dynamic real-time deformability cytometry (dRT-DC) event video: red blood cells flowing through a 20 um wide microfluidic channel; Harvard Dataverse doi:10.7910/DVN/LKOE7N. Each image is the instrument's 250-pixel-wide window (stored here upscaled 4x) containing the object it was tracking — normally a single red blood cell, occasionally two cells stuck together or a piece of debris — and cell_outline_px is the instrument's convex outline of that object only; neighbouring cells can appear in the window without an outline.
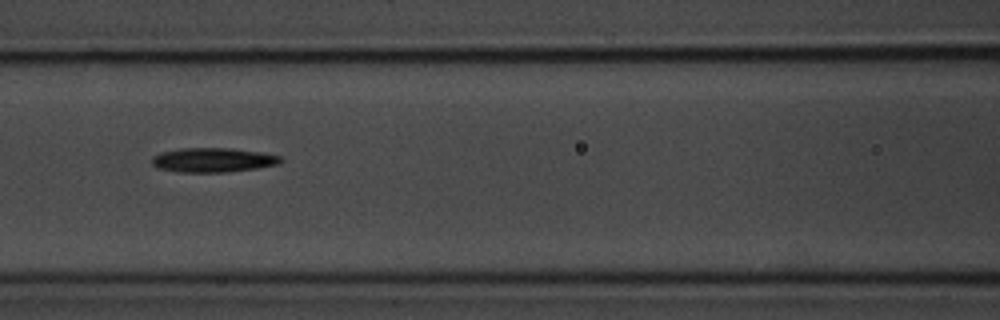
{"species": "common noctule bat (a hibernating species)", "species_latin": "Nyctalus noctula", "temperature_condition": "room temperature", "stored_images_in_passage": 7, "camera_frame_rate_fps": 3000, "um_per_image_px": 0.085, "animal": {"sex": "male", "body_mass_g": 20.1, "forearm_length_mm": 53.5}, "frame": {"image": 1, "passage_image": 3, "time_ms": 2.333, "image_size_px": [1000, 320], "cell_outline_px": [[284, 160], [280, 164], [256, 168], [228, 172], [180, 172], [160, 168], [152, 164], [152, 156], [160, 152], [180, 148], [232, 148], [260, 152], [280, 156]], "centroid_in_image_um": [18.12, 13.59], "position_along_channel_um": 148.5, "area_um2": 18.32}}
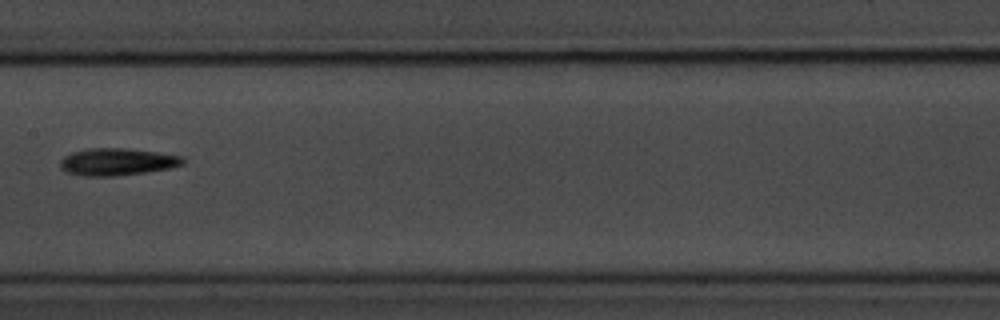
{"frame": {"image": 2, "passage_image": 4, "time_ms": 3.667, "image_size_px": [1000, 320], "cell_outline_px": [[184, 164], [172, 168], [116, 176], [80, 176], [68, 172], [60, 168], [60, 160], [64, 156], [72, 152], [84, 148], [124, 148], [156, 152], [184, 156]], "centroid_in_image_um": [9.95, 13.75], "position_along_channel_um": 197.5, "area_um2": 19.59}}
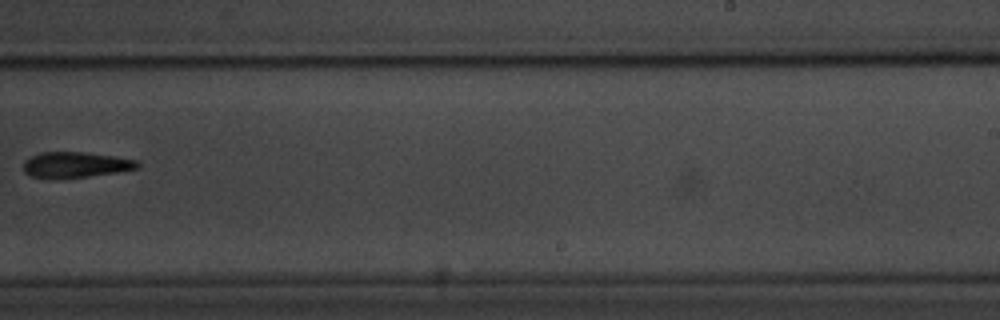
{"frame": {"image": 3, "passage_image": 6, "time_ms": 6.0, "image_size_px": [1000, 320], "cell_outline_px": [[140, 168], [116, 172], [88, 176], [56, 180], [32, 176], [24, 172], [24, 160], [40, 152], [84, 152], [140, 160]], "centroid_in_image_um": [6.42, 14.02], "position_along_channel_um": 282.6, "area_um2": 17.28}}